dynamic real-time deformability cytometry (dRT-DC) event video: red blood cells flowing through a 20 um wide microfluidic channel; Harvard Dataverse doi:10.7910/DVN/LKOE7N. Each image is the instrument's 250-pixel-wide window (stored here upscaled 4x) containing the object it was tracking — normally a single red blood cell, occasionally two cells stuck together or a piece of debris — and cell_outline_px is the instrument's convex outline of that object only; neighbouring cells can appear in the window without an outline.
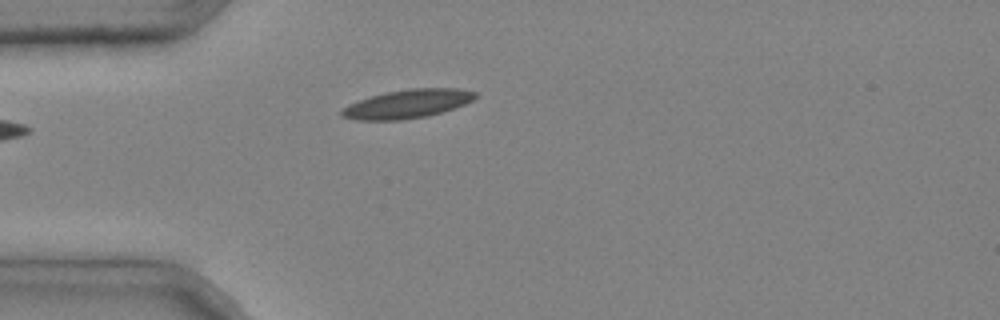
{"species": "common noctule bat (a hibernating species)", "species_latin": "Nyctalus noctula", "temperature_condition": "cold", "stored_images_in_passage": 3, "camera_frame_rate_fps": 3000, "um_per_image_px": 0.085, "animal": {"sex": "male", "body_mass_g": 20.4}, "frame": {"image": 1, "passage_image": 3, "time_ms": 0.667, "image_size_px": [1000, 320], "cell_outline_px": [[480, 96], [464, 104], [428, 116], [400, 120], [356, 120], [340, 116], [340, 112], [348, 104], [372, 96], [388, 92], [408, 88], [456, 88], [476, 92]], "centroid_in_image_um": [34.64, 8.83], "position_along_channel_um": 50.4, "area_um2": 22.14}}